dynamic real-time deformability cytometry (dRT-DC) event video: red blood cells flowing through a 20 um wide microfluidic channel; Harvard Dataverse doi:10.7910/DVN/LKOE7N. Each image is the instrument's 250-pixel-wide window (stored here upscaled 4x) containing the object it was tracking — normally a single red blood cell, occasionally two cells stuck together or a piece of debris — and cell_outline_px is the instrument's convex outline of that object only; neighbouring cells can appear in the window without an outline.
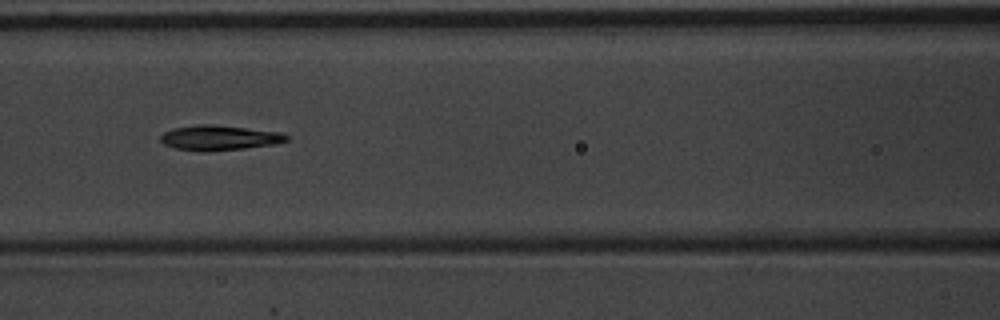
{"species": "common noctule bat (a hibernating species)", "species_latin": "Nyctalus noctula", "temperature_condition": "warm", "stored_images_in_passage": 7, "camera_frame_rate_fps": 3000, "um_per_image_px": 0.085, "animal": {"sex": "male", "body_mass_g": 20.1, "forearm_length_mm": 53.5}, "frame": {"image": 1, "passage_image": 7, "time_ms": 2.0, "image_size_px": [1000, 320], "cell_outline_px": [[288, 140], [276, 144], [244, 148], [200, 152], [176, 148], [164, 144], [160, 140], [160, 136], [164, 132], [172, 128], [196, 124], [212, 124], [280, 132], [288, 136]], "centroid_in_image_um": [18.61, 11.71], "position_along_channel_um": 148.0, "area_um2": 18.32}}